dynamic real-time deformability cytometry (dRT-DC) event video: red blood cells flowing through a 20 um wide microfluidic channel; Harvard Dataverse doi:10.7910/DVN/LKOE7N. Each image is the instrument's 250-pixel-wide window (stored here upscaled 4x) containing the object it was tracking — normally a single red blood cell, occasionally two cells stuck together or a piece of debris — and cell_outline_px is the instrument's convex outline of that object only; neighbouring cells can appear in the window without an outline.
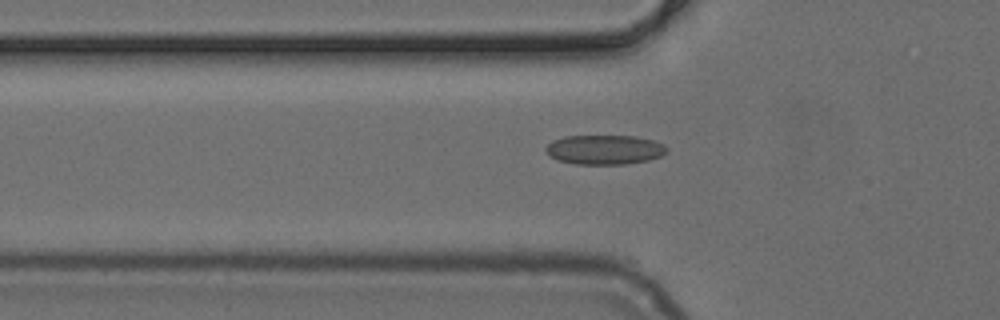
{"species": "common noctule bat (a hibernating species)", "species_latin": "Nyctalus noctula", "temperature_condition": "cold", "stored_images_in_passage": 33, "camera_frame_rate_fps": 3000, "um_per_image_px": 0.085, "animal": {"sex": "female", "body_mass_g": 24.6, "forearm_length_mm": 56.2}, "frame": {"image": 1, "passage_image": 5, "time_ms": 1.333, "image_size_px": [1000, 320], "cell_outline_px": [[668, 152], [660, 156], [648, 160], [628, 164], [576, 164], [556, 160], [544, 148], [552, 140], [564, 136], [636, 136], [652, 140], [664, 144], [668, 148]], "centroid_in_image_um": [51.41, 12.72], "position_along_channel_um": 74.4, "area_um2": 20.87}}
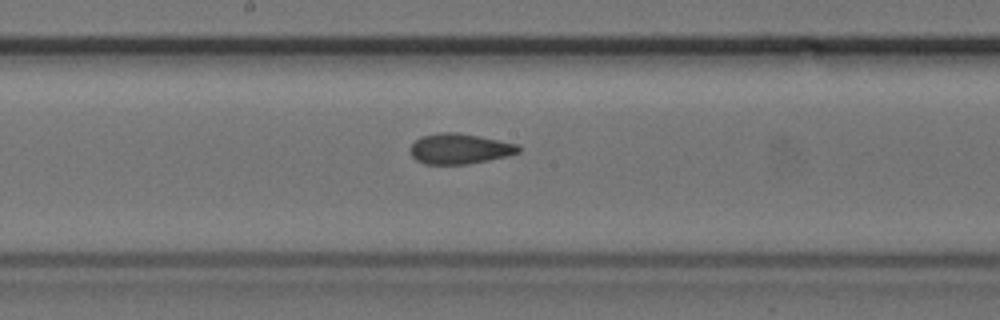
{"frame": {"image": 2, "passage_image": 15, "time_ms": 4.667, "image_size_px": [1000, 320], "cell_outline_px": [[520, 152], [508, 156], [468, 164], [424, 164], [416, 160], [412, 156], [412, 144], [420, 136], [440, 132], [456, 132], [520, 144]], "centroid_in_image_um": [39.09, 12.64], "position_along_channel_um": 209.1, "area_um2": 19.13}}
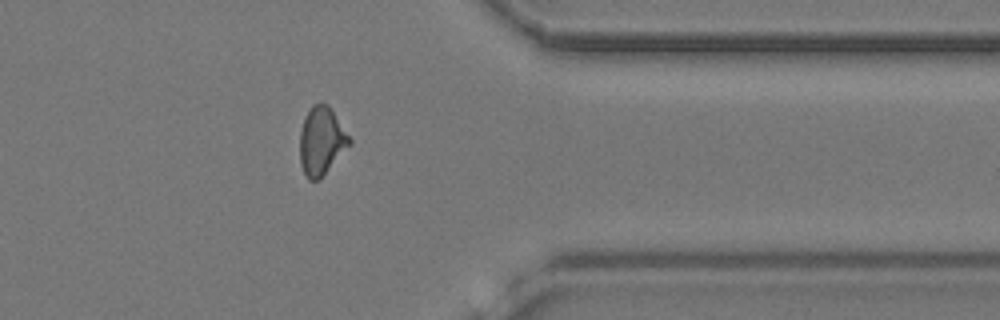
{"frame": {"image": 3, "passage_image": 29, "time_ms": 9.333, "image_size_px": [1000, 320], "cell_outline_px": [[352, 144], [320, 180], [308, 180], [300, 164], [300, 132], [304, 120], [312, 104], [320, 100], [328, 104], [352, 140]], "centroid_in_image_um": [27.34, 11.99], "position_along_channel_um": 384.1, "area_um2": 19.94}}